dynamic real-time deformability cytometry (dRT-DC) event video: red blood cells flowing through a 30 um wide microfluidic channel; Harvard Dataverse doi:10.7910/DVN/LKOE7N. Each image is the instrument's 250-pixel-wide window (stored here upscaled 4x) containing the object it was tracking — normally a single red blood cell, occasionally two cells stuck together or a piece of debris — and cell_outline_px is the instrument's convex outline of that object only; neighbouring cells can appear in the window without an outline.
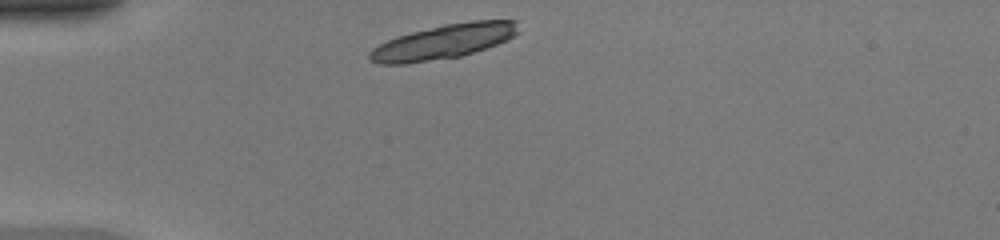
{"species": "common noctule bat (a hibernating species)", "species_latin": "Nyctalus noctula", "temperature_condition": "warm", "stored_images_in_passage": 37, "camera_frame_rate_fps": 3000, "um_per_image_px": 0.085, "animal": {"sex": "female", "body_mass_g": 20.0, "forearm_length_mm": 54.0}, "frame": {"image": 1, "passage_image": 1, "time_ms": 0.0, "image_size_px": [1000, 240], "cell_outline_px": [[520, 32], [508, 40], [460, 56], [404, 64], [380, 64], [368, 60], [368, 52], [372, 48], [396, 36], [444, 24], [472, 20], [516, 20]], "centroid_in_image_um": [37.69, 3.53], "position_along_channel_um": 47.3, "area_um2": 29.82}}